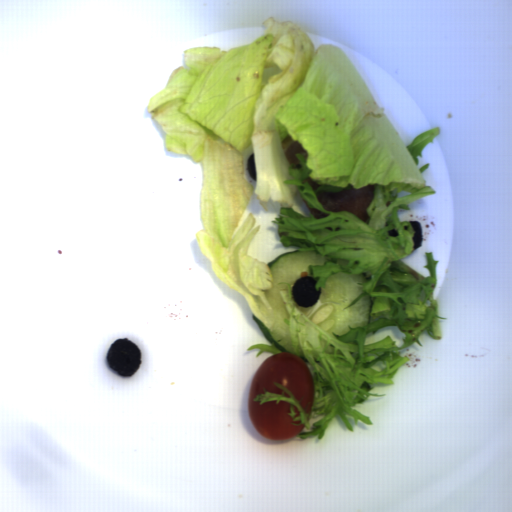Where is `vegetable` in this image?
I'll return each mask as SVG.
<instances>
[{
  "label": "vegetable",
  "mask_w": 512,
  "mask_h": 512,
  "mask_svg": "<svg viewBox=\"0 0 512 512\" xmlns=\"http://www.w3.org/2000/svg\"><path fill=\"white\" fill-rule=\"evenodd\" d=\"M262 26L267 28L264 35L247 45L183 50L189 69L176 70L150 98L146 111L165 133L167 151L201 163L204 229L197 231L196 241L212 272L247 301L270 336L299 356L312 375L309 412L312 401L303 407L304 396L298 400L276 380L273 385L281 393L263 387L252 402L288 403L291 425H303L299 440H322L336 416L351 432L347 414L356 425L360 420L373 426L370 415L352 406L369 396L386 397L370 392L373 384H395L397 370L409 360L400 351L415 342L423 347L419 339L425 331L431 340L444 338L440 321L448 317L438 315L439 300L432 297L439 259L424 252L428 265L422 268L428 276L402 260L412 254L417 232L398 216V209L411 211L410 204L438 193L422 175L429 163L418 169L417 156H423L441 130L429 129L406 145L342 48L327 42L315 50L311 37L291 20L278 22L270 16ZM288 134L308 154L296 153L301 162L296 165L281 147ZM250 145L256 160L254 186L245 178ZM307 177L321 186L314 190L303 182ZM368 185H374V198L366 222L349 209L326 211L317 197L322 191L339 194ZM253 195L266 211L268 202L281 205L271 222L278 224L283 247L316 250L329 258L322 266L308 265L310 276L302 271L293 288L278 283L288 286L290 296L285 291L280 295L290 319L272 308L263 291L273 284L267 263L247 254L260 229L254 226L256 216L250 213L233 235ZM302 199L329 215L317 219ZM341 272L368 280L357 283L363 291L344 309L365 293L372 307L371 322L348 325V333L337 336L298 307L315 305L328 277Z\"/></svg>",
  "instance_id": "1"
},
{
  "label": "vegetable",
  "mask_w": 512,
  "mask_h": 512,
  "mask_svg": "<svg viewBox=\"0 0 512 512\" xmlns=\"http://www.w3.org/2000/svg\"><path fill=\"white\" fill-rule=\"evenodd\" d=\"M254 349H259V351L256 352V357H259L263 352H270V353H281L280 349L276 348L274 344H254L247 348V351H252Z\"/></svg>",
  "instance_id": "2"
}]
</instances>
